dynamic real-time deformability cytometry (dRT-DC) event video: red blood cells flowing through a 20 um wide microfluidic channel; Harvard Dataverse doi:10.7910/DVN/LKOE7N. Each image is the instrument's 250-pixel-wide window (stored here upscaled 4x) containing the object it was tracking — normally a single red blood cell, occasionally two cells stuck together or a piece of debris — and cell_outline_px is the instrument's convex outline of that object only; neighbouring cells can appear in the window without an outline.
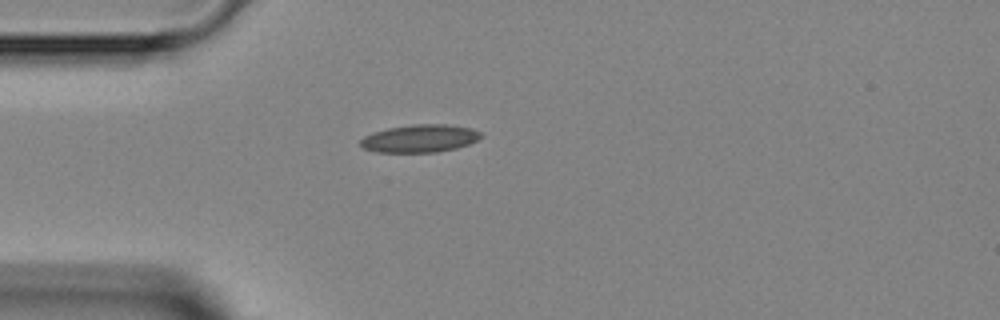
{"species": "Egyptian fruit bat (a non-hibernating species)", "species_latin": "Rousettus aegyptiacus", "temperature_condition": "room temperature", "stored_images_in_passage": 1, "camera_frame_rate_fps": 3000, "um_per_image_px": 0.085, "animal": {"sex": "female"}, "frame": {"image": 1, "passage_image": 1, "time_ms": 0.0, "image_size_px": [1000, 320], "cell_outline_px": [[484, 136], [468, 144], [456, 148], [436, 152], [376, 152], [364, 148], [360, 144], [360, 140], [364, 136], [388, 128], [412, 124], [448, 124], [472, 128], [480, 132]], "centroid_in_image_um": [35.71, 11.76], "position_along_channel_um": 49.3, "area_um2": 19.42}}